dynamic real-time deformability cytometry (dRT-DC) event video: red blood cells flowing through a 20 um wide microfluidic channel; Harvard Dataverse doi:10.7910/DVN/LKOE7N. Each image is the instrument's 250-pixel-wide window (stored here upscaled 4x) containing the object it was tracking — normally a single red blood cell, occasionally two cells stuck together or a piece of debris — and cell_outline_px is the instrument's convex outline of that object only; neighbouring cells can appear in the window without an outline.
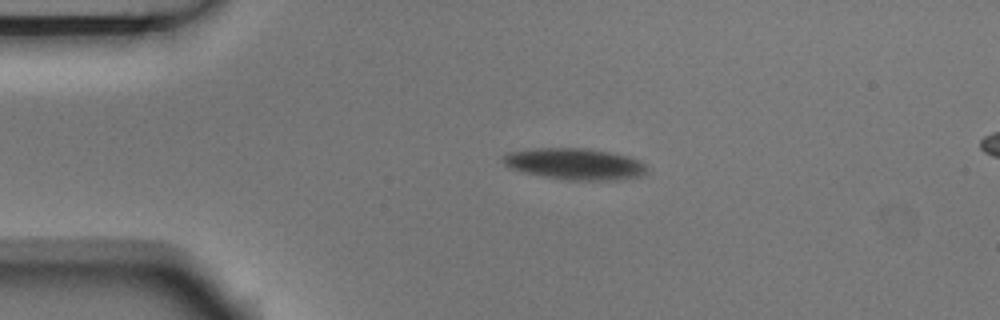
{"species": "Egyptian fruit bat (a non-hibernating species)", "species_latin": "Rousettus aegyptiacus", "temperature_condition": "room temperature", "stored_images_in_passage": 3, "segment_of_instrument_passage": [1, 2], "camera_frame_rate_fps": 3000, "um_per_image_px": 0.085, "animal": {"sex": "male"}, "frame": {"image": 1, "passage_image": 1, "time_ms": 0.0, "image_size_px": [1000, 320], "cell_outline_px": [[648, 172], [644, 176], [616, 180], [568, 180], [524, 172], [512, 168], [504, 164], [500, 160], [508, 152], [536, 148], [584, 148], [612, 152], [628, 156], [640, 160], [648, 168]], "centroid_in_image_um": [48.92, 13.93], "position_along_channel_um": 36.1, "area_um2": 26.41}}